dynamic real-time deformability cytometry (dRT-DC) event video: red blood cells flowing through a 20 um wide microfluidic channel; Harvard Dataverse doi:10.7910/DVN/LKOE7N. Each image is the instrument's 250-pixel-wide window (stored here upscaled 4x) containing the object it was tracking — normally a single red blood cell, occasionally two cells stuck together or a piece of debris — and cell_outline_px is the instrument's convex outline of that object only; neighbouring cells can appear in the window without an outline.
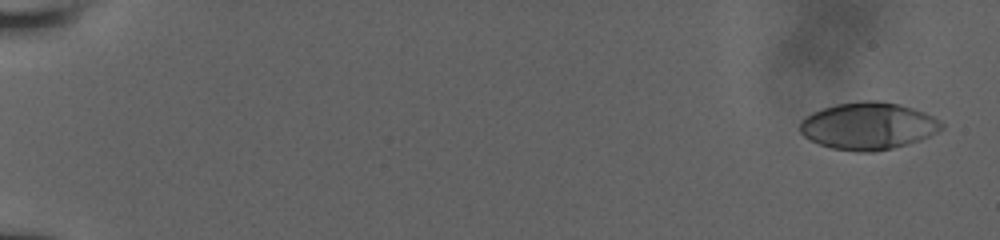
{"species": "human", "species_latin": "Homo sapiens", "temperature_condition": "room temperature", "stored_images_in_passage": 9, "camera_frame_rate_fps": 3000, "um_per_image_px": 0.085, "donor": {"sex": "male"}, "frame": {"image": 1, "passage_image": 1, "time_ms": 0.0, "image_size_px": [1000, 240], "cell_outline_px": [[944, 128], [920, 140], [892, 148], [872, 152], [860, 152], [832, 148], [820, 144], [804, 136], [800, 132], [800, 120], [812, 112], [836, 104], [864, 100], [880, 100], [900, 104], [924, 112], [940, 120], [944, 124]], "centroid_in_image_um": [73.8, 10.69], "position_along_channel_um": 11.2, "area_um2": 38.9}}